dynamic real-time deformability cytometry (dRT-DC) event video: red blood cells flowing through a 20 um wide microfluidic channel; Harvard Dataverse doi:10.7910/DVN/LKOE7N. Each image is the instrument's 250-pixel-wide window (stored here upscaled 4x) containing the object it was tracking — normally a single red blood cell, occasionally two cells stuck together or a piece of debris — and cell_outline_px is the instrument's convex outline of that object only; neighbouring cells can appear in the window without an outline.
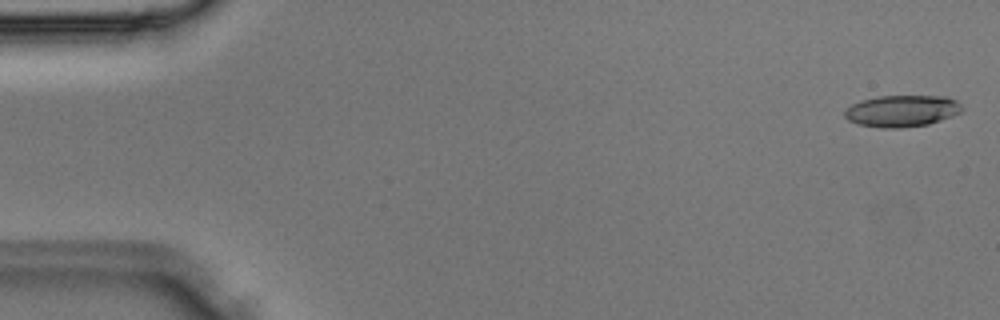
{"species": "Egyptian fruit bat (a non-hibernating species)", "species_latin": "Rousettus aegyptiacus", "temperature_condition": "room temperature", "stored_images_in_passage": 3, "segment_of_instrument_passage": [2, 2], "camera_frame_rate_fps": 3000, "um_per_image_px": 0.085, "animal": {"sex": "male"}, "frame": {"image": 1, "passage_image": 3, "time_ms": 0.667, "image_size_px": [1000, 320], "cell_outline_px": [[960, 112], [952, 116], [928, 124], [900, 128], [880, 128], [856, 124], [848, 120], [844, 116], [844, 112], [852, 104], [860, 100], [880, 96], [944, 96], [956, 100], [960, 104]], "centroid_in_image_um": [76.62, 9.43], "position_along_channel_um": 8.4, "area_um2": 21.56}}